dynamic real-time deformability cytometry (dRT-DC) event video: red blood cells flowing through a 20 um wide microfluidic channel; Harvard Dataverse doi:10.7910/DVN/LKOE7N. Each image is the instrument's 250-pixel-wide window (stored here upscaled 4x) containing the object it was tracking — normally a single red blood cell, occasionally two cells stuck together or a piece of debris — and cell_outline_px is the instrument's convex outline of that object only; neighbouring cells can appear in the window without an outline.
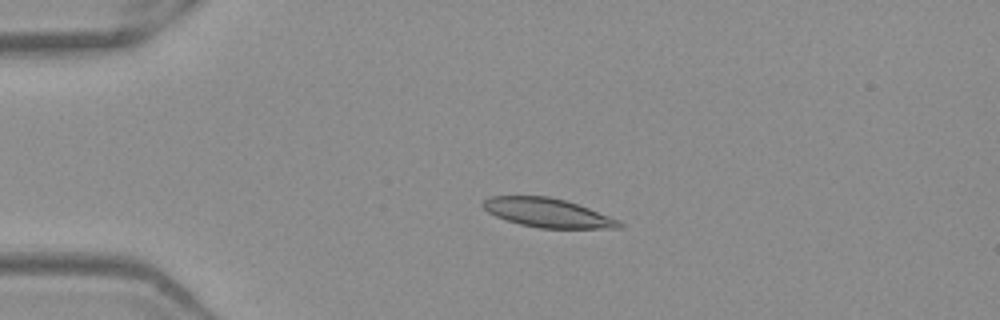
{"species": "Egyptian fruit bat (a non-hibernating species)", "species_latin": "Rousettus aegyptiacus", "temperature_condition": "warm", "stored_images_in_passage": 52, "camera_frame_rate_fps": 3000, "um_per_image_px": 0.085, "frame": {"image": 1, "passage_image": 12, "time_ms": 3.667, "image_size_px": [1000, 320], "cell_outline_px": [[624, 224], [620, 228], [540, 228], [520, 224], [496, 216], [488, 212], [484, 208], [484, 200], [492, 196], [548, 196], [564, 200], [588, 208], [608, 216]], "centroid_in_image_um": [46.53, 18.09], "position_along_channel_um": 38.5, "area_um2": 22.48}}
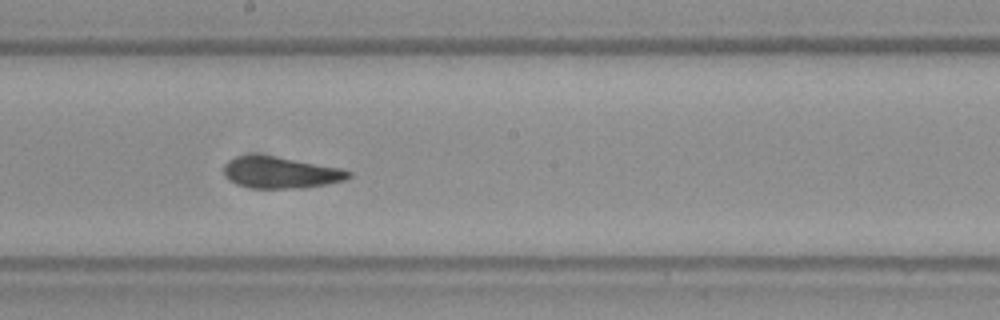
{"frame": {"image": 2, "passage_image": 29, "time_ms": 9.333, "image_size_px": [1000, 320], "cell_outline_px": [[352, 176], [348, 180], [328, 184], [304, 188], [252, 188], [236, 184], [228, 180], [224, 176], [224, 164], [228, 160], [236, 156], [276, 156], [340, 168], [352, 172]], "centroid_in_image_um": [23.87, 14.69], "position_along_channel_um": 224.3, "area_um2": 22.95}}
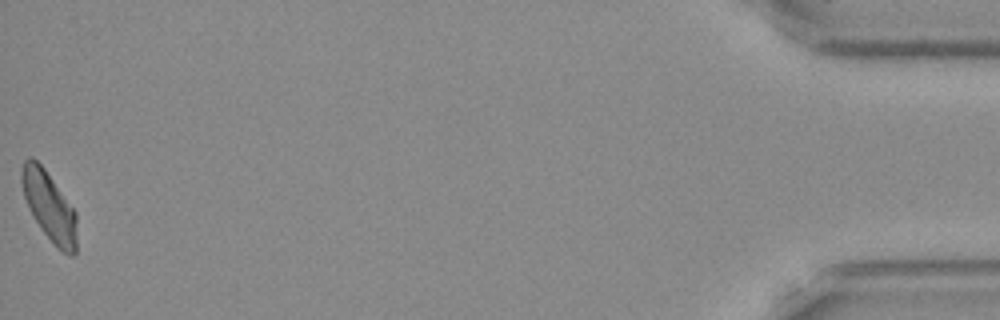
{"frame": {"image": 3, "passage_image": 52, "time_ms": 17.0, "image_size_px": [1000, 320], "cell_outline_px": [[76, 252], [72, 256], [68, 256], [56, 248], [44, 232], [36, 220], [24, 196], [20, 180], [20, 172], [24, 160], [28, 156], [32, 156], [44, 168], [76, 212]], "centroid_in_image_um": [4.18, 17.53], "position_along_channel_um": 431.0, "area_um2": 22.08}, "authors_computed_cell_mechanics": {"area_um2": 22.7443, "velocity_mm_per_s": 3.9343, "shape_relaxation_time_tau1_ms": 3.1787, "shape_relaxation_time_tau2_ms": 4.4035, "deformation_change_tau1": 0.1031, "deformation_change_tau2": 0.1036}}